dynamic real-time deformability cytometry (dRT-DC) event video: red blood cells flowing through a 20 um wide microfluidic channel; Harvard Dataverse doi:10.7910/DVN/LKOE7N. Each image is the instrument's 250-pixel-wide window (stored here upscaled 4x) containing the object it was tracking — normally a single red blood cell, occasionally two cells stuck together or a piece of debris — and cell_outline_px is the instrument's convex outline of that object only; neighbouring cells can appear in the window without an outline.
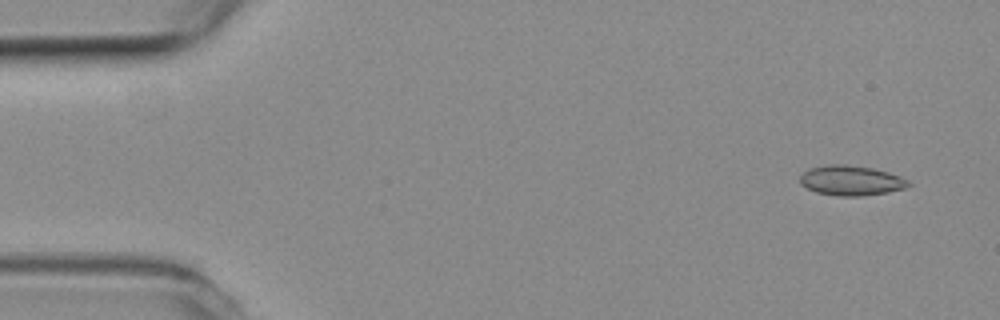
{"species": "common noctule bat (a hibernating species)", "species_latin": "Nyctalus noctula", "temperature_condition": "room temperature", "stored_images_in_passage": 4, "camera_frame_rate_fps": 3000, "um_per_image_px": 0.085, "animal": {"sex": "female", "body_mass_g": 19.3, "forearm_length_mm": 54.1}, "frame": {"image": 1, "passage_image": 1, "time_ms": 0.0, "image_size_px": [1000, 320], "cell_outline_px": [[912, 184], [904, 188], [888, 192], [860, 196], [840, 196], [816, 192], [800, 184], [800, 176], [808, 168], [828, 164], [848, 164], [872, 168], [888, 172], [900, 176], [908, 180]], "centroid_in_image_um": [72.33, 15.33], "position_along_channel_um": 12.7, "area_um2": 18.96}}
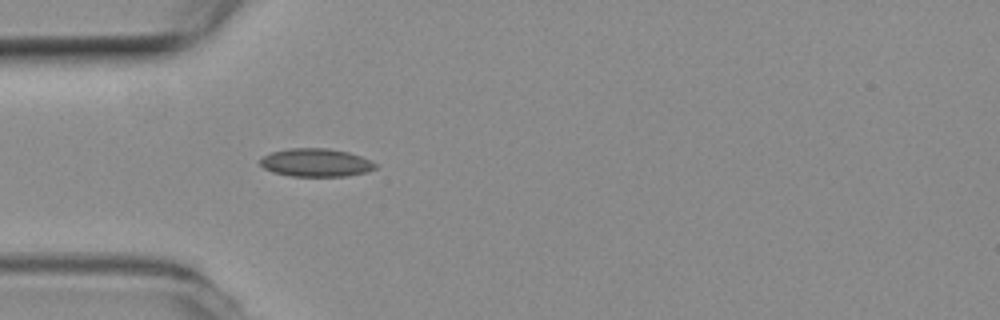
{"frame": {"image": 2, "passage_image": 4, "time_ms": 1.0, "image_size_px": [1000, 320], "cell_outline_px": [[376, 168], [368, 172], [348, 176], [292, 176], [272, 172], [264, 168], [260, 164], [260, 160], [264, 156], [272, 152], [288, 148], [328, 148], [348, 152], [372, 160], [376, 164]], "centroid_in_image_um": [26.88, 13.82], "position_along_channel_um": 58.1, "area_um2": 18.96}}